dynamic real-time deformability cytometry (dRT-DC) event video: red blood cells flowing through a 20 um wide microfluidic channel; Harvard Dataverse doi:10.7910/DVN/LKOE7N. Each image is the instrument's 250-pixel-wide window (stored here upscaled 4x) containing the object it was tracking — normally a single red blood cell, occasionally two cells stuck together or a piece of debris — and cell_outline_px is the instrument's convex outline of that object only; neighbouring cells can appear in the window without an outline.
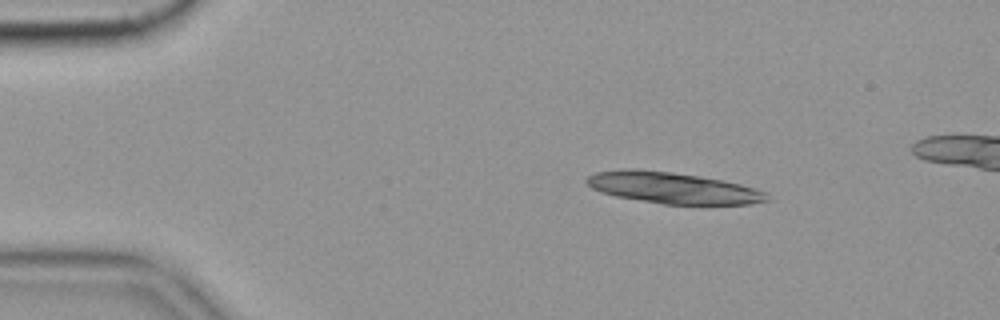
{"species": "common noctule bat (a hibernating species)", "species_latin": "Nyctalus noctula", "temperature_condition": "cold", "stored_images_in_passage": 54, "camera_frame_rate_fps": 3000, "um_per_image_px": 0.085, "animal": {"sex": "female", "body_mass_g": 19.9}, "frame": {"image": 1, "passage_image": 9, "time_ms": 2.667, "image_size_px": [1000, 320], "cell_outline_px": [[772, 200], [752, 204], [664, 204], [616, 196], [600, 192], [592, 188], [584, 180], [588, 176], [596, 172], [624, 168], [636, 168], [672, 172], [700, 176], [724, 180], [740, 184], [768, 192]], "centroid_in_image_um": [57.22, 15.96], "position_along_channel_um": 27.8, "area_um2": 33.12}, "authors_computed_cell_mechanics": {"area_um2": 20.9525, "velocity_mm_per_s": 3.5382, "shape_relaxation_time_tau1_ms": null, "shape_relaxation_time_tau2_ms": 5.6012, "deformation_change_tau1": null, "deformation_change_tau2": 0.1481}}